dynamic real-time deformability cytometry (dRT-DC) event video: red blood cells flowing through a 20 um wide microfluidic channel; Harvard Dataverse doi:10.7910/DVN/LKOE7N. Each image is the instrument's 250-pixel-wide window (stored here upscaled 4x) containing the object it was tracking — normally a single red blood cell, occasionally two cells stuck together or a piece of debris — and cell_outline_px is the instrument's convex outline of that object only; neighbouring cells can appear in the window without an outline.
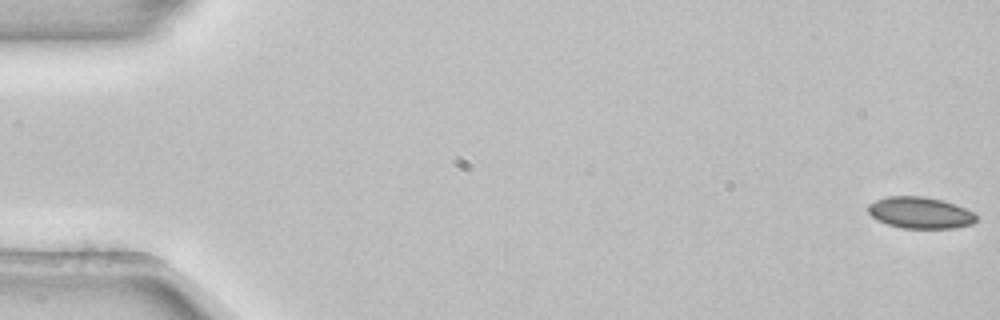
{"species": "common noctule bat (a hibernating species)", "species_latin": "Nyctalus noctula", "temperature_condition": "room temperature", "stored_images_in_passage": 53, "camera_frame_rate_fps": 3000, "um_per_image_px": 0.085, "animal": {"sex": "female", "body_mass_g": 22.7, "forearm_length_mm": 54.2}, "frame": {"image": 1, "passage_image": 1, "time_ms": 0.0, "image_size_px": [1000, 320], "cell_outline_px": [[976, 220], [972, 224], [952, 228], [900, 228], [876, 220], [868, 212], [868, 204], [876, 200], [888, 196], [924, 196], [940, 200], [964, 208], [972, 212], [976, 216]], "centroid_in_image_um": [78.17, 18.08], "position_along_channel_um": 6.8, "area_um2": 19.65}}
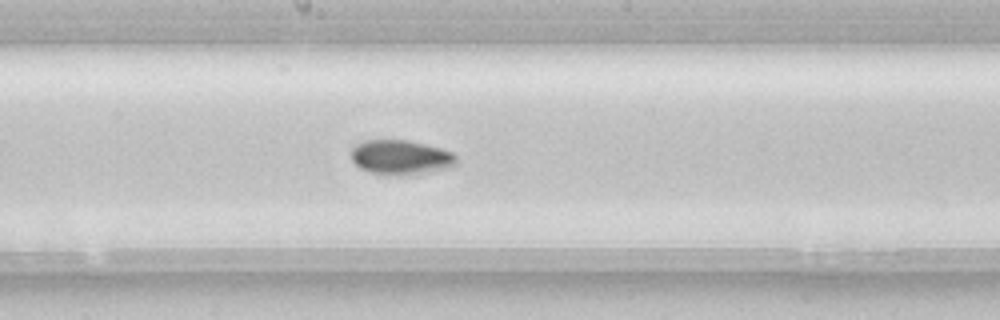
{"frame": {"image": 2, "passage_image": 29, "time_ms": 9.333, "image_size_px": [1000, 320], "cell_outline_px": [[456, 164], [452, 168], [412, 176], [396, 176], [368, 172], [360, 168], [352, 160], [352, 148], [356, 144], [364, 140], [408, 140], [440, 148], [452, 152], [456, 156]], "centroid_in_image_um": [34.09, 13.4], "position_along_channel_um": 214.1, "area_um2": 21.68}}
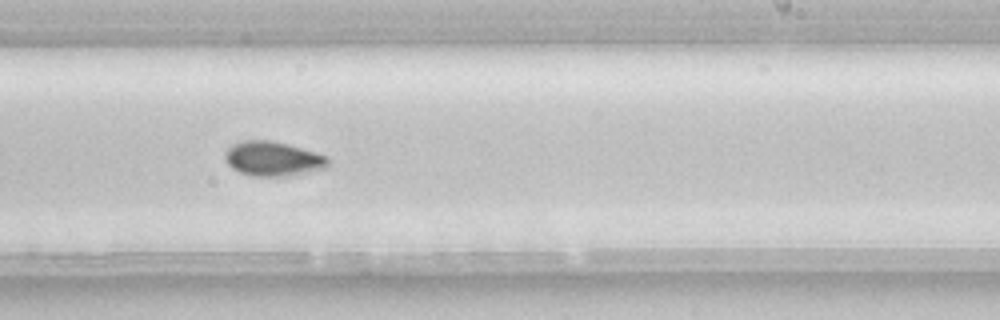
{"frame": {"image": 3, "passage_image": 33, "time_ms": 10.667, "image_size_px": [1000, 320], "cell_outline_px": [[328, 168], [284, 176], [252, 176], [240, 172], [232, 168], [228, 164], [224, 156], [224, 152], [232, 144], [244, 140], [272, 140], [288, 144], [316, 152], [328, 156]], "centroid_in_image_um": [23.19, 13.48], "position_along_channel_um": 265.8, "area_um2": 20.81}}